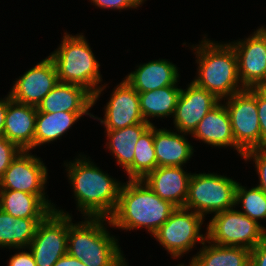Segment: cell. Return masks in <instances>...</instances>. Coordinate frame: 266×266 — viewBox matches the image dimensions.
<instances>
[{
    "mask_svg": "<svg viewBox=\"0 0 266 266\" xmlns=\"http://www.w3.org/2000/svg\"><path fill=\"white\" fill-rule=\"evenodd\" d=\"M175 209L143 180H128L121 185L116 209L107 223L126 231L144 227L153 235Z\"/></svg>",
    "mask_w": 266,
    "mask_h": 266,
    "instance_id": "cell-1",
    "label": "cell"
},
{
    "mask_svg": "<svg viewBox=\"0 0 266 266\" xmlns=\"http://www.w3.org/2000/svg\"><path fill=\"white\" fill-rule=\"evenodd\" d=\"M80 157L65 164L77 208L85 217L109 218L116 209L122 183L105 174L86 156Z\"/></svg>",
    "mask_w": 266,
    "mask_h": 266,
    "instance_id": "cell-2",
    "label": "cell"
},
{
    "mask_svg": "<svg viewBox=\"0 0 266 266\" xmlns=\"http://www.w3.org/2000/svg\"><path fill=\"white\" fill-rule=\"evenodd\" d=\"M193 46L198 60V77L193 82L214 94L219 100H226L244 90L238 73V59L230 43H215L208 39ZM239 84V85H238Z\"/></svg>",
    "mask_w": 266,
    "mask_h": 266,
    "instance_id": "cell-3",
    "label": "cell"
},
{
    "mask_svg": "<svg viewBox=\"0 0 266 266\" xmlns=\"http://www.w3.org/2000/svg\"><path fill=\"white\" fill-rule=\"evenodd\" d=\"M68 214L67 253L87 266H127L115 236L104 227V217H85L72 223ZM104 223V224H103Z\"/></svg>",
    "mask_w": 266,
    "mask_h": 266,
    "instance_id": "cell-4",
    "label": "cell"
},
{
    "mask_svg": "<svg viewBox=\"0 0 266 266\" xmlns=\"http://www.w3.org/2000/svg\"><path fill=\"white\" fill-rule=\"evenodd\" d=\"M64 34L59 48L49 56L55 63L58 80L83 86L93 94L95 104L105 89L104 86H98L102 81L100 64L84 35Z\"/></svg>",
    "mask_w": 266,
    "mask_h": 266,
    "instance_id": "cell-5",
    "label": "cell"
},
{
    "mask_svg": "<svg viewBox=\"0 0 266 266\" xmlns=\"http://www.w3.org/2000/svg\"><path fill=\"white\" fill-rule=\"evenodd\" d=\"M237 183L231 178L215 173L192 174L183 208L193 209L202 217L211 212L216 214L235 208Z\"/></svg>",
    "mask_w": 266,
    "mask_h": 266,
    "instance_id": "cell-6",
    "label": "cell"
},
{
    "mask_svg": "<svg viewBox=\"0 0 266 266\" xmlns=\"http://www.w3.org/2000/svg\"><path fill=\"white\" fill-rule=\"evenodd\" d=\"M215 245L239 246L252 250L266 238L262 224L233 208L216 213L204 234Z\"/></svg>",
    "mask_w": 266,
    "mask_h": 266,
    "instance_id": "cell-7",
    "label": "cell"
},
{
    "mask_svg": "<svg viewBox=\"0 0 266 266\" xmlns=\"http://www.w3.org/2000/svg\"><path fill=\"white\" fill-rule=\"evenodd\" d=\"M186 208H176L153 237L174 258H180L194 248L196 242L203 244L207 236L200 233L204 217ZM199 240V241H198Z\"/></svg>",
    "mask_w": 266,
    "mask_h": 266,
    "instance_id": "cell-8",
    "label": "cell"
},
{
    "mask_svg": "<svg viewBox=\"0 0 266 266\" xmlns=\"http://www.w3.org/2000/svg\"><path fill=\"white\" fill-rule=\"evenodd\" d=\"M68 213L52 210L39 222L29 249L36 266H53L67 254Z\"/></svg>",
    "mask_w": 266,
    "mask_h": 266,
    "instance_id": "cell-9",
    "label": "cell"
},
{
    "mask_svg": "<svg viewBox=\"0 0 266 266\" xmlns=\"http://www.w3.org/2000/svg\"><path fill=\"white\" fill-rule=\"evenodd\" d=\"M226 99L235 143L244 152L261 147L257 88L244 89Z\"/></svg>",
    "mask_w": 266,
    "mask_h": 266,
    "instance_id": "cell-10",
    "label": "cell"
},
{
    "mask_svg": "<svg viewBox=\"0 0 266 266\" xmlns=\"http://www.w3.org/2000/svg\"><path fill=\"white\" fill-rule=\"evenodd\" d=\"M230 44L237 55L241 86L266 88V28L262 26L245 40Z\"/></svg>",
    "mask_w": 266,
    "mask_h": 266,
    "instance_id": "cell-11",
    "label": "cell"
},
{
    "mask_svg": "<svg viewBox=\"0 0 266 266\" xmlns=\"http://www.w3.org/2000/svg\"><path fill=\"white\" fill-rule=\"evenodd\" d=\"M22 150L13 159L0 178V189L23 191L29 194L45 195L47 167L40 158Z\"/></svg>",
    "mask_w": 266,
    "mask_h": 266,
    "instance_id": "cell-12",
    "label": "cell"
},
{
    "mask_svg": "<svg viewBox=\"0 0 266 266\" xmlns=\"http://www.w3.org/2000/svg\"><path fill=\"white\" fill-rule=\"evenodd\" d=\"M58 82L55 63L48 56L15 81L9 96L19 103L37 107Z\"/></svg>",
    "mask_w": 266,
    "mask_h": 266,
    "instance_id": "cell-13",
    "label": "cell"
},
{
    "mask_svg": "<svg viewBox=\"0 0 266 266\" xmlns=\"http://www.w3.org/2000/svg\"><path fill=\"white\" fill-rule=\"evenodd\" d=\"M104 110V119L93 118L100 120L106 130L145 122L140 110L139 94L125 79L116 86Z\"/></svg>",
    "mask_w": 266,
    "mask_h": 266,
    "instance_id": "cell-14",
    "label": "cell"
},
{
    "mask_svg": "<svg viewBox=\"0 0 266 266\" xmlns=\"http://www.w3.org/2000/svg\"><path fill=\"white\" fill-rule=\"evenodd\" d=\"M220 101L214 94L192 81L188 88L181 89L173 116L176 130L180 133L192 134L198 123Z\"/></svg>",
    "mask_w": 266,
    "mask_h": 266,
    "instance_id": "cell-15",
    "label": "cell"
},
{
    "mask_svg": "<svg viewBox=\"0 0 266 266\" xmlns=\"http://www.w3.org/2000/svg\"><path fill=\"white\" fill-rule=\"evenodd\" d=\"M183 166L156 167L142 180L162 200L170 202L176 208L184 207L188 196L191 173H186Z\"/></svg>",
    "mask_w": 266,
    "mask_h": 266,
    "instance_id": "cell-16",
    "label": "cell"
},
{
    "mask_svg": "<svg viewBox=\"0 0 266 266\" xmlns=\"http://www.w3.org/2000/svg\"><path fill=\"white\" fill-rule=\"evenodd\" d=\"M36 116V106L19 103L8 94L3 136L21 150L34 149Z\"/></svg>",
    "mask_w": 266,
    "mask_h": 266,
    "instance_id": "cell-17",
    "label": "cell"
},
{
    "mask_svg": "<svg viewBox=\"0 0 266 266\" xmlns=\"http://www.w3.org/2000/svg\"><path fill=\"white\" fill-rule=\"evenodd\" d=\"M191 135L214 147H234L241 157L244 155V151L235 143L229 112L221 102L205 115Z\"/></svg>",
    "mask_w": 266,
    "mask_h": 266,
    "instance_id": "cell-18",
    "label": "cell"
},
{
    "mask_svg": "<svg viewBox=\"0 0 266 266\" xmlns=\"http://www.w3.org/2000/svg\"><path fill=\"white\" fill-rule=\"evenodd\" d=\"M93 106V94L86 88L59 81L38 104L37 111L44 113L89 112Z\"/></svg>",
    "mask_w": 266,
    "mask_h": 266,
    "instance_id": "cell-19",
    "label": "cell"
},
{
    "mask_svg": "<svg viewBox=\"0 0 266 266\" xmlns=\"http://www.w3.org/2000/svg\"><path fill=\"white\" fill-rule=\"evenodd\" d=\"M137 92L153 91L176 85L179 73L176 65L165 59L144 63L125 77Z\"/></svg>",
    "mask_w": 266,
    "mask_h": 266,
    "instance_id": "cell-20",
    "label": "cell"
},
{
    "mask_svg": "<svg viewBox=\"0 0 266 266\" xmlns=\"http://www.w3.org/2000/svg\"><path fill=\"white\" fill-rule=\"evenodd\" d=\"M0 209L15 218H45L56 208L46 195L0 189Z\"/></svg>",
    "mask_w": 266,
    "mask_h": 266,
    "instance_id": "cell-21",
    "label": "cell"
},
{
    "mask_svg": "<svg viewBox=\"0 0 266 266\" xmlns=\"http://www.w3.org/2000/svg\"><path fill=\"white\" fill-rule=\"evenodd\" d=\"M157 129L154 126V149L157 167L182 166L193 154V146L185 137L186 133ZM186 138V139H185Z\"/></svg>",
    "mask_w": 266,
    "mask_h": 266,
    "instance_id": "cell-22",
    "label": "cell"
},
{
    "mask_svg": "<svg viewBox=\"0 0 266 266\" xmlns=\"http://www.w3.org/2000/svg\"><path fill=\"white\" fill-rule=\"evenodd\" d=\"M44 218H15L0 209V247L26 249Z\"/></svg>",
    "mask_w": 266,
    "mask_h": 266,
    "instance_id": "cell-23",
    "label": "cell"
},
{
    "mask_svg": "<svg viewBox=\"0 0 266 266\" xmlns=\"http://www.w3.org/2000/svg\"><path fill=\"white\" fill-rule=\"evenodd\" d=\"M201 250L191 258V266H250L251 250L239 246H222L206 240Z\"/></svg>",
    "mask_w": 266,
    "mask_h": 266,
    "instance_id": "cell-24",
    "label": "cell"
},
{
    "mask_svg": "<svg viewBox=\"0 0 266 266\" xmlns=\"http://www.w3.org/2000/svg\"><path fill=\"white\" fill-rule=\"evenodd\" d=\"M84 114L94 117L89 112L60 111L55 113H44L37 111L34 149L36 146L55 141L61 137Z\"/></svg>",
    "mask_w": 266,
    "mask_h": 266,
    "instance_id": "cell-25",
    "label": "cell"
},
{
    "mask_svg": "<svg viewBox=\"0 0 266 266\" xmlns=\"http://www.w3.org/2000/svg\"><path fill=\"white\" fill-rule=\"evenodd\" d=\"M148 122H142L133 126L116 130H106L107 148L117 160L118 165L125 170L133 163L135 144L140 136L151 126Z\"/></svg>",
    "mask_w": 266,
    "mask_h": 266,
    "instance_id": "cell-26",
    "label": "cell"
},
{
    "mask_svg": "<svg viewBox=\"0 0 266 266\" xmlns=\"http://www.w3.org/2000/svg\"><path fill=\"white\" fill-rule=\"evenodd\" d=\"M180 93L181 88H177V85L162 87L148 92H138L140 110L145 122L153 125L148 120L149 117L174 116Z\"/></svg>",
    "mask_w": 266,
    "mask_h": 266,
    "instance_id": "cell-27",
    "label": "cell"
},
{
    "mask_svg": "<svg viewBox=\"0 0 266 266\" xmlns=\"http://www.w3.org/2000/svg\"><path fill=\"white\" fill-rule=\"evenodd\" d=\"M156 167L154 125H151L136 142L133 163L125 171L129 180H142Z\"/></svg>",
    "mask_w": 266,
    "mask_h": 266,
    "instance_id": "cell-28",
    "label": "cell"
},
{
    "mask_svg": "<svg viewBox=\"0 0 266 266\" xmlns=\"http://www.w3.org/2000/svg\"><path fill=\"white\" fill-rule=\"evenodd\" d=\"M242 203L243 213L256 221L266 219V194L259 187L247 190L239 182L236 186L235 205Z\"/></svg>",
    "mask_w": 266,
    "mask_h": 266,
    "instance_id": "cell-29",
    "label": "cell"
},
{
    "mask_svg": "<svg viewBox=\"0 0 266 266\" xmlns=\"http://www.w3.org/2000/svg\"><path fill=\"white\" fill-rule=\"evenodd\" d=\"M243 158L254 159L255 168L259 175V187L266 194V147H257L244 152Z\"/></svg>",
    "mask_w": 266,
    "mask_h": 266,
    "instance_id": "cell-30",
    "label": "cell"
},
{
    "mask_svg": "<svg viewBox=\"0 0 266 266\" xmlns=\"http://www.w3.org/2000/svg\"><path fill=\"white\" fill-rule=\"evenodd\" d=\"M21 151L15 143L9 141L4 136H0V178Z\"/></svg>",
    "mask_w": 266,
    "mask_h": 266,
    "instance_id": "cell-31",
    "label": "cell"
},
{
    "mask_svg": "<svg viewBox=\"0 0 266 266\" xmlns=\"http://www.w3.org/2000/svg\"><path fill=\"white\" fill-rule=\"evenodd\" d=\"M257 110L261 131V147H266V88H257Z\"/></svg>",
    "mask_w": 266,
    "mask_h": 266,
    "instance_id": "cell-32",
    "label": "cell"
},
{
    "mask_svg": "<svg viewBox=\"0 0 266 266\" xmlns=\"http://www.w3.org/2000/svg\"><path fill=\"white\" fill-rule=\"evenodd\" d=\"M96 6L104 9L124 10L128 8H137L145 0H91Z\"/></svg>",
    "mask_w": 266,
    "mask_h": 266,
    "instance_id": "cell-33",
    "label": "cell"
},
{
    "mask_svg": "<svg viewBox=\"0 0 266 266\" xmlns=\"http://www.w3.org/2000/svg\"><path fill=\"white\" fill-rule=\"evenodd\" d=\"M250 266H266V238L251 250Z\"/></svg>",
    "mask_w": 266,
    "mask_h": 266,
    "instance_id": "cell-34",
    "label": "cell"
},
{
    "mask_svg": "<svg viewBox=\"0 0 266 266\" xmlns=\"http://www.w3.org/2000/svg\"><path fill=\"white\" fill-rule=\"evenodd\" d=\"M8 266H36V262L29 249V252L15 253L9 260Z\"/></svg>",
    "mask_w": 266,
    "mask_h": 266,
    "instance_id": "cell-35",
    "label": "cell"
},
{
    "mask_svg": "<svg viewBox=\"0 0 266 266\" xmlns=\"http://www.w3.org/2000/svg\"><path fill=\"white\" fill-rule=\"evenodd\" d=\"M53 266H87V265L83 264L81 260H78L67 253L66 255L62 256Z\"/></svg>",
    "mask_w": 266,
    "mask_h": 266,
    "instance_id": "cell-36",
    "label": "cell"
},
{
    "mask_svg": "<svg viewBox=\"0 0 266 266\" xmlns=\"http://www.w3.org/2000/svg\"><path fill=\"white\" fill-rule=\"evenodd\" d=\"M7 112V97L0 99V136H3V129L5 124V116Z\"/></svg>",
    "mask_w": 266,
    "mask_h": 266,
    "instance_id": "cell-37",
    "label": "cell"
},
{
    "mask_svg": "<svg viewBox=\"0 0 266 266\" xmlns=\"http://www.w3.org/2000/svg\"><path fill=\"white\" fill-rule=\"evenodd\" d=\"M177 266H185V265H184V264H179V265H177ZM188 266H191V265H190V263H189V265H188Z\"/></svg>",
    "mask_w": 266,
    "mask_h": 266,
    "instance_id": "cell-38",
    "label": "cell"
}]
</instances>
